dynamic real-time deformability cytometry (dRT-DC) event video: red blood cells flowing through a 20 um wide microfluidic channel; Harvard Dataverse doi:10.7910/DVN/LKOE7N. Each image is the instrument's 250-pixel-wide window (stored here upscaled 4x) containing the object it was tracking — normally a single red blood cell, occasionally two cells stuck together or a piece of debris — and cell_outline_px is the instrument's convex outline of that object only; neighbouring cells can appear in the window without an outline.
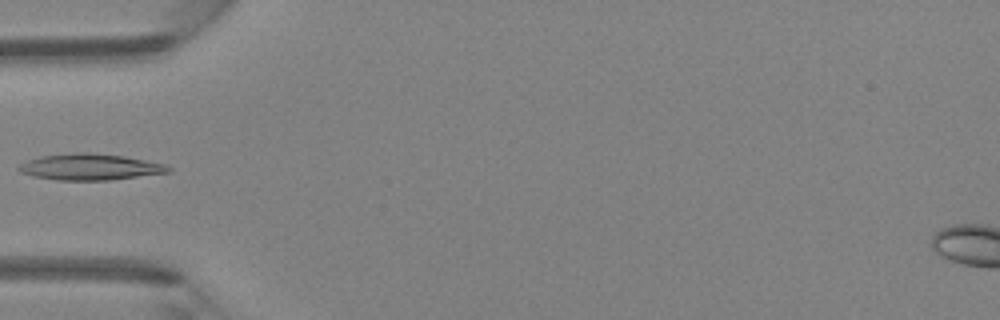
{"species": "Egyptian fruit bat (a non-hibernating species)", "species_latin": "Rousettus aegyptiacus", "temperature_condition": "room temperature", "stored_images_in_passage": 4, "camera_frame_rate_fps": 3000, "um_per_image_px": 0.085, "animal": {"sex": "female"}, "frame": {"image": 1, "passage_image": 4, "time_ms": 3.667, "image_size_px": [1000, 320], "cell_outline_px": [[172, 172], [108, 180], [60, 180], [32, 176], [20, 172], [16, 168], [20, 164], [28, 160], [40, 156], [76, 152], [88, 152], [124, 156], [168, 164], [172, 168]], "centroid_in_image_um": [7.68, 14.18], "position_along_channel_um": 77.3, "area_um2": 23.0}}